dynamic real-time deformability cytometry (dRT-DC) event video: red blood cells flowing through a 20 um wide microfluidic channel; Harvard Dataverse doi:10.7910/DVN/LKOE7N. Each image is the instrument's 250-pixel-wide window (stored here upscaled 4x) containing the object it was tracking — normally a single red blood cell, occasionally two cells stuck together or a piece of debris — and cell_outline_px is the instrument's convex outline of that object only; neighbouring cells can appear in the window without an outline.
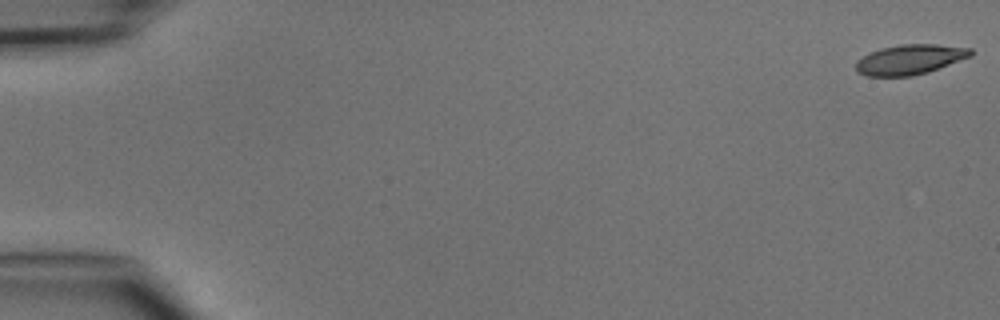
{"species": "common noctule bat (a hibernating species)", "species_latin": "Nyctalus noctula", "temperature_condition": "cold", "stored_images_in_passage": 5, "camera_frame_rate_fps": 3000, "um_per_image_px": 0.085, "animal": {"sex": "male", "body_mass_g": 15.6}, "frame": {"image": 1, "passage_image": 1, "time_ms": 0.0, "image_size_px": [1000, 320], "cell_outline_px": [[972, 56], [928, 72], [912, 76], [868, 76], [856, 72], [856, 60], [868, 52], [880, 48], [900, 44], [936, 44], [972, 48]], "centroid_in_image_um": [77.32, 5.05], "position_along_channel_um": 7.7, "area_um2": 20.23}}
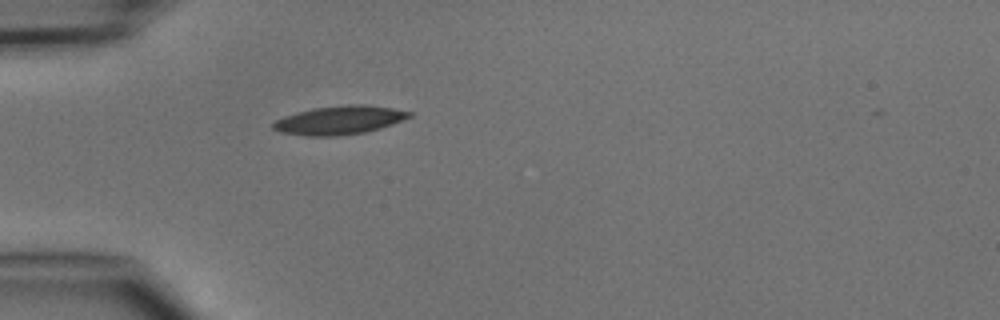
{"frame": {"image": 2, "passage_image": 5, "time_ms": 4.667, "image_size_px": [1000, 320], "cell_outline_px": [[412, 116], [392, 124], [380, 128], [364, 132], [336, 136], [308, 136], [280, 132], [272, 128], [272, 124], [276, 120], [284, 116], [312, 108], [348, 104], [364, 104], [392, 108], [412, 112]], "centroid_in_image_um": [28.84, 10.21], "position_along_channel_um": 56.2, "area_um2": 22.6}}